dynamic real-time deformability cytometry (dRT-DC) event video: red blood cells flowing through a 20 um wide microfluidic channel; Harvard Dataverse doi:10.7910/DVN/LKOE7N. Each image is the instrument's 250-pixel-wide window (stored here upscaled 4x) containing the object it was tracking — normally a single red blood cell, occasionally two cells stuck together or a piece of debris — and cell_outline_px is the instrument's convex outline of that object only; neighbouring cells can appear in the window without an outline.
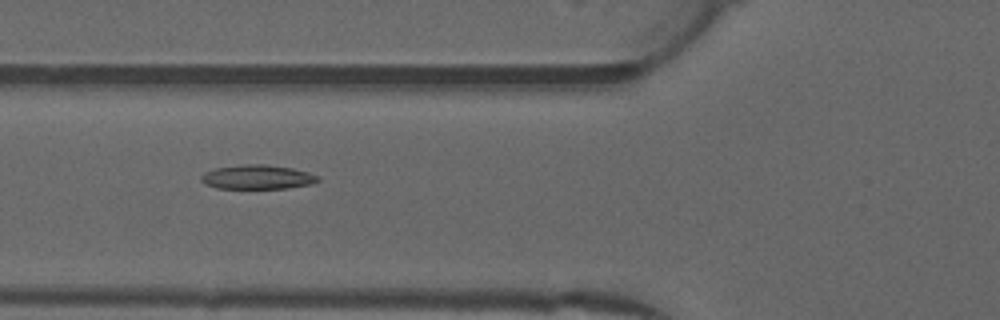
{"species": "common noctule bat (a hibernating species)", "species_latin": "Nyctalus noctula", "temperature_condition": "warm", "stored_images_in_passage": 52, "camera_frame_rate_fps": 3000, "um_per_image_px": 0.085, "animal": {"sex": "male", "forearm_length_mm": 52.5}, "frame": {"image": 1, "passage_image": 20, "time_ms": 6.333, "image_size_px": [1000, 320], "cell_outline_px": [[320, 180], [312, 184], [288, 188], [216, 188], [204, 184], [200, 180], [200, 176], [204, 172], [216, 168], [244, 164], [264, 164], [292, 168], [308, 172], [320, 176]], "centroid_in_image_um": [21.88, 15.05], "position_along_channel_um": 103.9, "area_um2": 16.59}}
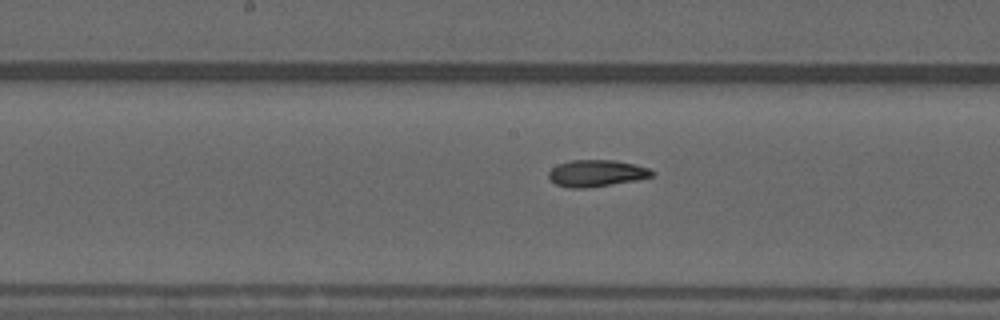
{"frame": {"image": 2, "passage_image": 27, "time_ms": 8.667, "image_size_px": [1000, 320], "cell_outline_px": [[656, 172], [652, 176], [636, 180], [584, 188], [568, 188], [556, 184], [548, 176], [548, 172], [552, 168], [560, 164], [572, 160], [616, 160], [636, 164], [648, 168]], "centroid_in_image_um": [50.72, 14.72], "position_along_channel_um": 197.5, "area_um2": 15.95}}
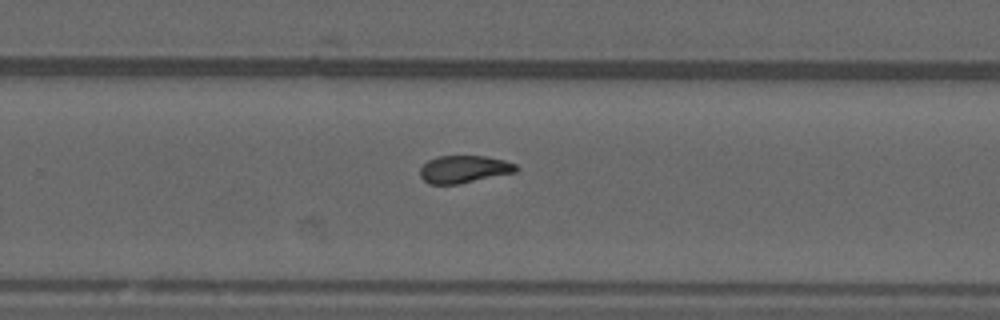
{"frame": {"image": 3, "passage_image": 34, "time_ms": 11.0, "image_size_px": [1000, 320], "cell_outline_px": [[520, 168], [516, 172], [456, 184], [428, 184], [420, 176], [420, 168], [428, 160], [436, 156], [484, 156], [504, 160], [516, 164]], "centroid_in_image_um": [39.43, 14.37], "position_along_channel_um": 290.4, "area_um2": 15.32}, "authors_computed_cell_mechanics": {"area_um2": 16.2129, "velocity_mm_per_s": 4.01, "shape_relaxation_time_tau1_ms": null, "shape_relaxation_time_tau2_ms": 3.0486, "deformation_change_tau1": null, "deformation_change_tau2": 0.0978}}